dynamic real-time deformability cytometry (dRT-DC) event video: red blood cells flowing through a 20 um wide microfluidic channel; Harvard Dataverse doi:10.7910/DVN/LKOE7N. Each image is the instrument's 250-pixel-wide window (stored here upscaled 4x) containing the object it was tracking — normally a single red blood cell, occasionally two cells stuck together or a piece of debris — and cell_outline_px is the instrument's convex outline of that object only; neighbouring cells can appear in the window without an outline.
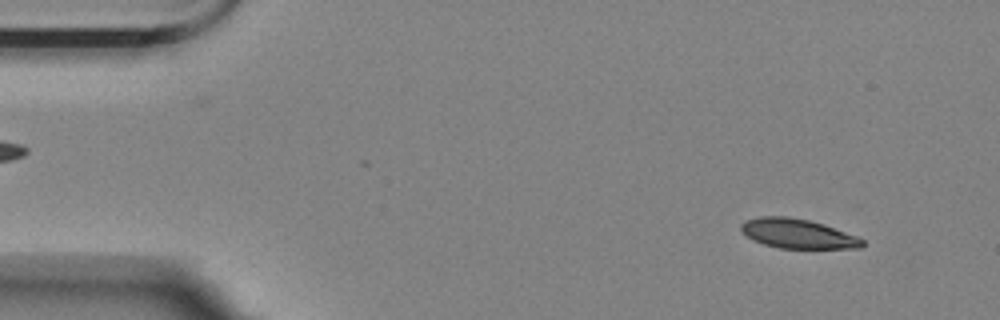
{"species": "Egyptian fruit bat (a non-hibernating species)", "species_latin": "Rousettus aegyptiacus", "temperature_condition": "room temperature", "stored_images_in_passage": 53, "camera_frame_rate_fps": 3000, "um_per_image_px": 0.085, "animal": {"sex": "female"}, "frame": {"image": 1, "passage_image": 1, "time_ms": 0.0, "image_size_px": [1000, 320], "cell_outline_px": [[864, 244], [860, 248], [780, 248], [764, 244], [752, 240], [740, 228], [740, 224], [744, 220], [760, 216], [788, 216], [808, 220], [824, 224], [856, 236], [864, 240]], "centroid_in_image_um": [67.78, 19.85], "position_along_channel_um": 17.2, "area_um2": 20.75}}
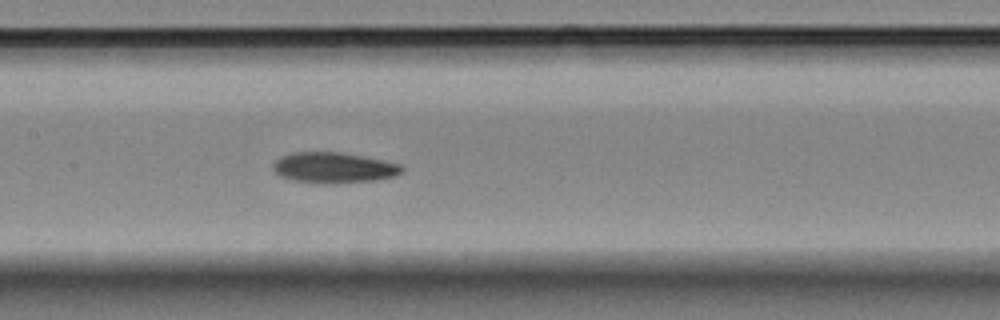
{"frame": {"image": 2, "passage_image": 23, "time_ms": 7.333, "image_size_px": [1000, 320], "cell_outline_px": [[404, 172], [396, 176], [372, 180], [292, 180], [280, 176], [272, 168], [272, 164], [280, 156], [292, 152], [340, 152], [364, 156], [404, 164]], "centroid_in_image_um": [28.41, 14.18], "position_along_channel_um": 179.0, "area_um2": 22.08}}
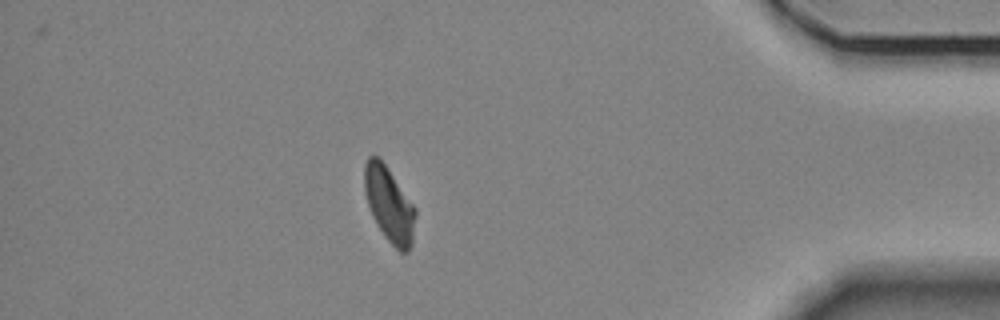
{"frame": {"image": 3, "passage_image": 46, "time_ms": 15.0, "image_size_px": [1000, 320], "cell_outline_px": [[416, 216], [412, 244], [408, 252], [400, 252], [384, 236], [376, 224], [372, 216], [364, 192], [364, 164], [368, 156], [376, 156], [388, 168], [416, 208]], "centroid_in_image_um": [33.08, 17.39], "position_along_channel_um": 402.1, "area_um2": 22.31}, "authors_computed_cell_mechanics": {"area_um2": 22.7154, "velocity_mm_per_s": 3.4463, "shape_relaxation_time_tau1_ms": null, "shape_relaxation_time_tau2_ms": 9.3073, "deformation_change_tau1": null, "deformation_change_tau2": 0.1541}}